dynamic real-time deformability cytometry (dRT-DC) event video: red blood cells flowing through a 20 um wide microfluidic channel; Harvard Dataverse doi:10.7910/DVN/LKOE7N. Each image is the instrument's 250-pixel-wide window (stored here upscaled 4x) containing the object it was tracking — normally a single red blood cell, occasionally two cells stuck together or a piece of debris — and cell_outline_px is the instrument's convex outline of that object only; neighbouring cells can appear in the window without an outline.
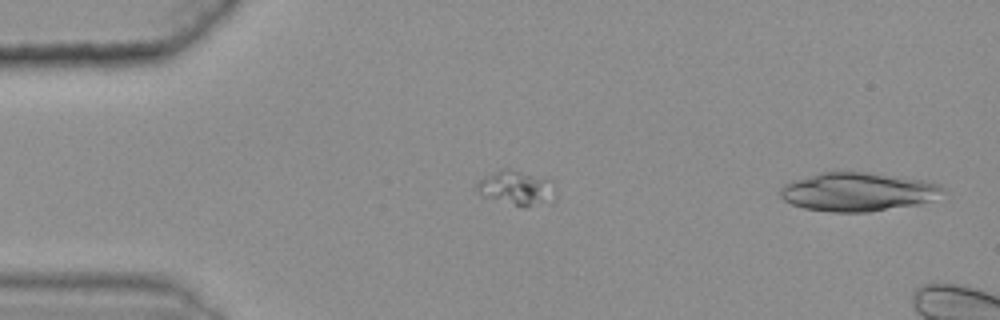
{"species": "common noctule bat (a hibernating species)", "species_latin": "Nyctalus noctula", "temperature_condition": "warm", "stored_images_in_passage": 7, "camera_frame_rate_fps": 3000, "um_per_image_px": 0.085, "animal": {"sex": "female", "body_mass_g": 25.1}, "frame": {"image": 1, "passage_image": 1, "time_ms": 0.0, "image_size_px": [1000, 320], "cell_outline_px": [[944, 188], [928, 200], [920, 204], [868, 212], [832, 212], [804, 208], [792, 204], [784, 200], [780, 196], [780, 188], [784, 184], [820, 172], [864, 172], [920, 180], [940, 184]], "centroid_in_image_um": [72.83, 16.32], "position_along_channel_um": 12.2, "area_um2": 35.89}}